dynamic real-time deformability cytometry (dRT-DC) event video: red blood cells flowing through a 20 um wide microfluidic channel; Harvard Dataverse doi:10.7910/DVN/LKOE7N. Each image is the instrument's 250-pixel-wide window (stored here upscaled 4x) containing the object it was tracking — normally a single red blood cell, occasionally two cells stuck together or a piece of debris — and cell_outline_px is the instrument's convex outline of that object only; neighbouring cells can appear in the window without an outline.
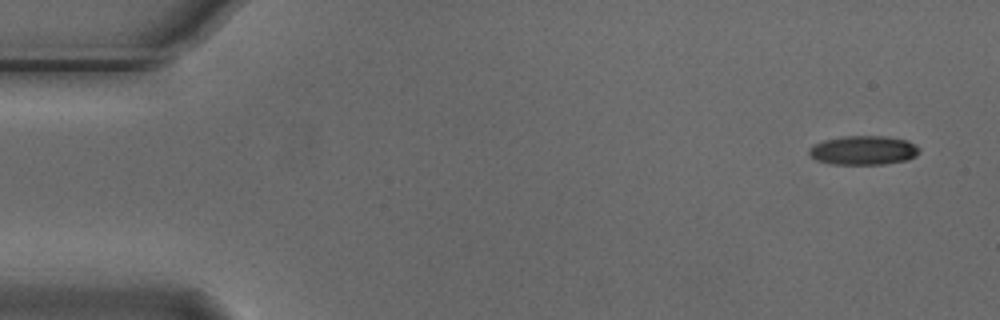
{"species": "Egyptian fruit bat (a non-hibernating species)", "species_latin": "Rousettus aegyptiacus", "temperature_condition": "cold", "stored_images_in_passage": 7, "camera_frame_rate_fps": 3000, "um_per_image_px": 0.085, "animal": {"sex": "male"}, "frame": {"image": 1, "passage_image": 1, "time_ms": 0.0, "image_size_px": [1000, 320], "cell_outline_px": [[920, 152], [916, 156], [908, 160], [884, 164], [832, 164], [816, 160], [808, 152], [808, 148], [812, 144], [824, 140], [844, 136], [884, 136], [908, 140], [916, 144], [920, 148]], "centroid_in_image_um": [73.41, 12.77], "position_along_channel_um": 11.6, "area_um2": 18.9}}
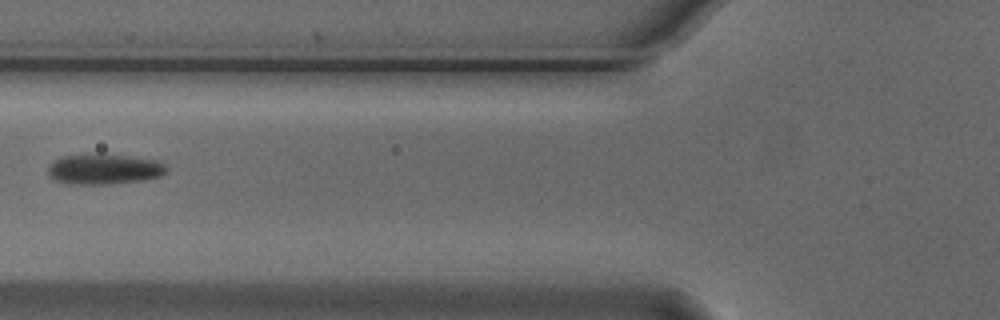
{"frame": {"image": 2, "passage_image": 6, "time_ms": 1.667, "image_size_px": [1000, 320], "cell_outline_px": [[168, 168], [160, 176], [140, 180], [108, 184], [64, 184], [52, 180], [48, 172], [48, 168], [52, 160], [64, 156], [128, 156], [156, 160], [164, 164]], "centroid_in_image_um": [8.8, 14.41], "position_along_channel_um": 117.0, "area_um2": 20.4}}
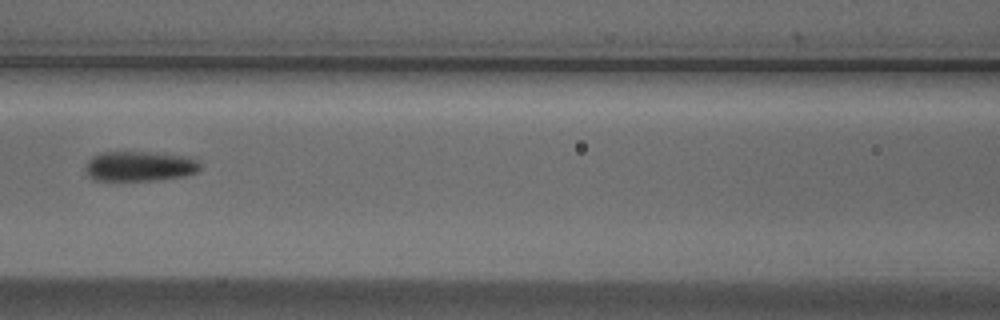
{"frame": {"image": 3, "passage_image": 7, "time_ms": 2.0, "image_size_px": [1000, 320], "cell_outline_px": [[200, 172], [184, 176], [160, 180], [92, 180], [88, 176], [88, 160], [92, 156], [100, 152], [148, 152], [184, 156], [196, 160], [200, 164]], "centroid_in_image_um": [11.89, 14.13], "position_along_channel_um": 154.7, "area_um2": 19.94}}